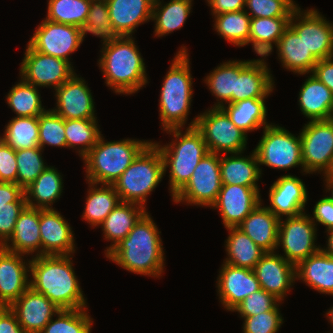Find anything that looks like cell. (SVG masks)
I'll use <instances>...</instances> for the list:
<instances>
[{
    "label": "cell",
    "instance_id": "obj_1",
    "mask_svg": "<svg viewBox=\"0 0 333 333\" xmlns=\"http://www.w3.org/2000/svg\"><path fill=\"white\" fill-rule=\"evenodd\" d=\"M72 256H32L30 261V287L45 295L59 309L88 308Z\"/></svg>",
    "mask_w": 333,
    "mask_h": 333
},
{
    "label": "cell",
    "instance_id": "obj_2",
    "mask_svg": "<svg viewBox=\"0 0 333 333\" xmlns=\"http://www.w3.org/2000/svg\"><path fill=\"white\" fill-rule=\"evenodd\" d=\"M149 212L107 255L108 260L134 274L159 278L164 273L165 259L160 231Z\"/></svg>",
    "mask_w": 333,
    "mask_h": 333
},
{
    "label": "cell",
    "instance_id": "obj_3",
    "mask_svg": "<svg viewBox=\"0 0 333 333\" xmlns=\"http://www.w3.org/2000/svg\"><path fill=\"white\" fill-rule=\"evenodd\" d=\"M98 67L116 94L137 93L148 83L146 66L132 36L102 46Z\"/></svg>",
    "mask_w": 333,
    "mask_h": 333
},
{
    "label": "cell",
    "instance_id": "obj_4",
    "mask_svg": "<svg viewBox=\"0 0 333 333\" xmlns=\"http://www.w3.org/2000/svg\"><path fill=\"white\" fill-rule=\"evenodd\" d=\"M188 49L183 45L177 51L167 71L159 98L161 128H184L188 121L193 98V82Z\"/></svg>",
    "mask_w": 333,
    "mask_h": 333
},
{
    "label": "cell",
    "instance_id": "obj_5",
    "mask_svg": "<svg viewBox=\"0 0 333 333\" xmlns=\"http://www.w3.org/2000/svg\"><path fill=\"white\" fill-rule=\"evenodd\" d=\"M174 139L167 145L153 142L159 149L164 163V174L169 168V190L173 197L188 183L195 167L208 153L202 134L195 127L171 128L164 130Z\"/></svg>",
    "mask_w": 333,
    "mask_h": 333
},
{
    "label": "cell",
    "instance_id": "obj_6",
    "mask_svg": "<svg viewBox=\"0 0 333 333\" xmlns=\"http://www.w3.org/2000/svg\"><path fill=\"white\" fill-rule=\"evenodd\" d=\"M102 134L82 158L86 182L113 185L151 140L105 141Z\"/></svg>",
    "mask_w": 333,
    "mask_h": 333
},
{
    "label": "cell",
    "instance_id": "obj_7",
    "mask_svg": "<svg viewBox=\"0 0 333 333\" xmlns=\"http://www.w3.org/2000/svg\"><path fill=\"white\" fill-rule=\"evenodd\" d=\"M164 163L158 147L151 141L113 184L120 201L146 208L148 195L162 181Z\"/></svg>",
    "mask_w": 333,
    "mask_h": 333
},
{
    "label": "cell",
    "instance_id": "obj_8",
    "mask_svg": "<svg viewBox=\"0 0 333 333\" xmlns=\"http://www.w3.org/2000/svg\"><path fill=\"white\" fill-rule=\"evenodd\" d=\"M193 126L202 134L210 153H244L247 148V134L235 126L222 108L211 107L198 114L187 127Z\"/></svg>",
    "mask_w": 333,
    "mask_h": 333
},
{
    "label": "cell",
    "instance_id": "obj_9",
    "mask_svg": "<svg viewBox=\"0 0 333 333\" xmlns=\"http://www.w3.org/2000/svg\"><path fill=\"white\" fill-rule=\"evenodd\" d=\"M263 135L254 148L259 165L285 170L299 167L304 173L300 133L296 135L274 123L263 128Z\"/></svg>",
    "mask_w": 333,
    "mask_h": 333
},
{
    "label": "cell",
    "instance_id": "obj_10",
    "mask_svg": "<svg viewBox=\"0 0 333 333\" xmlns=\"http://www.w3.org/2000/svg\"><path fill=\"white\" fill-rule=\"evenodd\" d=\"M221 187L220 154L208 152L195 167L188 183L173 197V202L211 208Z\"/></svg>",
    "mask_w": 333,
    "mask_h": 333
},
{
    "label": "cell",
    "instance_id": "obj_11",
    "mask_svg": "<svg viewBox=\"0 0 333 333\" xmlns=\"http://www.w3.org/2000/svg\"><path fill=\"white\" fill-rule=\"evenodd\" d=\"M284 220V221H283ZM317 227L306 212L279 220L278 245L287 261L297 265L310 255L317 253L321 246L315 243ZM316 244V245H315Z\"/></svg>",
    "mask_w": 333,
    "mask_h": 333
},
{
    "label": "cell",
    "instance_id": "obj_12",
    "mask_svg": "<svg viewBox=\"0 0 333 333\" xmlns=\"http://www.w3.org/2000/svg\"><path fill=\"white\" fill-rule=\"evenodd\" d=\"M300 138L305 173L318 172L323 176L333 159V120L308 121Z\"/></svg>",
    "mask_w": 333,
    "mask_h": 333
},
{
    "label": "cell",
    "instance_id": "obj_13",
    "mask_svg": "<svg viewBox=\"0 0 333 333\" xmlns=\"http://www.w3.org/2000/svg\"><path fill=\"white\" fill-rule=\"evenodd\" d=\"M26 47L19 75L27 83L55 90L75 73L66 60L35 51L28 43Z\"/></svg>",
    "mask_w": 333,
    "mask_h": 333
},
{
    "label": "cell",
    "instance_id": "obj_14",
    "mask_svg": "<svg viewBox=\"0 0 333 333\" xmlns=\"http://www.w3.org/2000/svg\"><path fill=\"white\" fill-rule=\"evenodd\" d=\"M289 26L303 39L306 47L319 61L333 57V25L315 8L291 15Z\"/></svg>",
    "mask_w": 333,
    "mask_h": 333
},
{
    "label": "cell",
    "instance_id": "obj_15",
    "mask_svg": "<svg viewBox=\"0 0 333 333\" xmlns=\"http://www.w3.org/2000/svg\"><path fill=\"white\" fill-rule=\"evenodd\" d=\"M28 44L35 51L61 58L73 66L69 56L80 48L82 41L77 26L56 23L44 18Z\"/></svg>",
    "mask_w": 333,
    "mask_h": 333
},
{
    "label": "cell",
    "instance_id": "obj_16",
    "mask_svg": "<svg viewBox=\"0 0 333 333\" xmlns=\"http://www.w3.org/2000/svg\"><path fill=\"white\" fill-rule=\"evenodd\" d=\"M259 190V187L222 185L211 208L218 210L225 228L238 227L263 202Z\"/></svg>",
    "mask_w": 333,
    "mask_h": 333
},
{
    "label": "cell",
    "instance_id": "obj_17",
    "mask_svg": "<svg viewBox=\"0 0 333 333\" xmlns=\"http://www.w3.org/2000/svg\"><path fill=\"white\" fill-rule=\"evenodd\" d=\"M87 84L74 73L55 89L56 107L52 110L64 119H97L95 102Z\"/></svg>",
    "mask_w": 333,
    "mask_h": 333
},
{
    "label": "cell",
    "instance_id": "obj_18",
    "mask_svg": "<svg viewBox=\"0 0 333 333\" xmlns=\"http://www.w3.org/2000/svg\"><path fill=\"white\" fill-rule=\"evenodd\" d=\"M253 270L261 288L281 302L296 281V265L287 261L277 251L266 252Z\"/></svg>",
    "mask_w": 333,
    "mask_h": 333
},
{
    "label": "cell",
    "instance_id": "obj_19",
    "mask_svg": "<svg viewBox=\"0 0 333 333\" xmlns=\"http://www.w3.org/2000/svg\"><path fill=\"white\" fill-rule=\"evenodd\" d=\"M216 281L219 302L228 311H232L247 296L261 289L254 270L224 262Z\"/></svg>",
    "mask_w": 333,
    "mask_h": 333
},
{
    "label": "cell",
    "instance_id": "obj_20",
    "mask_svg": "<svg viewBox=\"0 0 333 333\" xmlns=\"http://www.w3.org/2000/svg\"><path fill=\"white\" fill-rule=\"evenodd\" d=\"M266 58L251 60L238 59V77L232 103L251 98H267L272 94L275 82ZM271 93V94H270Z\"/></svg>",
    "mask_w": 333,
    "mask_h": 333
},
{
    "label": "cell",
    "instance_id": "obj_21",
    "mask_svg": "<svg viewBox=\"0 0 333 333\" xmlns=\"http://www.w3.org/2000/svg\"><path fill=\"white\" fill-rule=\"evenodd\" d=\"M305 183L296 175L280 176L269 188L270 205L266 206L279 219L306 212L308 193Z\"/></svg>",
    "mask_w": 333,
    "mask_h": 333
},
{
    "label": "cell",
    "instance_id": "obj_22",
    "mask_svg": "<svg viewBox=\"0 0 333 333\" xmlns=\"http://www.w3.org/2000/svg\"><path fill=\"white\" fill-rule=\"evenodd\" d=\"M0 247V306L9 307L29 287L30 261Z\"/></svg>",
    "mask_w": 333,
    "mask_h": 333
},
{
    "label": "cell",
    "instance_id": "obj_23",
    "mask_svg": "<svg viewBox=\"0 0 333 333\" xmlns=\"http://www.w3.org/2000/svg\"><path fill=\"white\" fill-rule=\"evenodd\" d=\"M65 217L53 209H40L41 255H74V232Z\"/></svg>",
    "mask_w": 333,
    "mask_h": 333
},
{
    "label": "cell",
    "instance_id": "obj_24",
    "mask_svg": "<svg viewBox=\"0 0 333 333\" xmlns=\"http://www.w3.org/2000/svg\"><path fill=\"white\" fill-rule=\"evenodd\" d=\"M9 308L26 333H41L60 311L45 295L29 287Z\"/></svg>",
    "mask_w": 333,
    "mask_h": 333
},
{
    "label": "cell",
    "instance_id": "obj_25",
    "mask_svg": "<svg viewBox=\"0 0 333 333\" xmlns=\"http://www.w3.org/2000/svg\"><path fill=\"white\" fill-rule=\"evenodd\" d=\"M2 247L7 251L26 255V258L35 253L33 256H41L40 208L26 206L23 209L12 236Z\"/></svg>",
    "mask_w": 333,
    "mask_h": 333
},
{
    "label": "cell",
    "instance_id": "obj_26",
    "mask_svg": "<svg viewBox=\"0 0 333 333\" xmlns=\"http://www.w3.org/2000/svg\"><path fill=\"white\" fill-rule=\"evenodd\" d=\"M262 202L242 221L238 228L265 252H276L279 218Z\"/></svg>",
    "mask_w": 333,
    "mask_h": 333
},
{
    "label": "cell",
    "instance_id": "obj_27",
    "mask_svg": "<svg viewBox=\"0 0 333 333\" xmlns=\"http://www.w3.org/2000/svg\"><path fill=\"white\" fill-rule=\"evenodd\" d=\"M111 24L122 36H132L136 27L152 19L154 0H106Z\"/></svg>",
    "mask_w": 333,
    "mask_h": 333
},
{
    "label": "cell",
    "instance_id": "obj_28",
    "mask_svg": "<svg viewBox=\"0 0 333 333\" xmlns=\"http://www.w3.org/2000/svg\"><path fill=\"white\" fill-rule=\"evenodd\" d=\"M305 80L298 96L300 111L310 121L331 119L333 92L312 73Z\"/></svg>",
    "mask_w": 333,
    "mask_h": 333
},
{
    "label": "cell",
    "instance_id": "obj_29",
    "mask_svg": "<svg viewBox=\"0 0 333 333\" xmlns=\"http://www.w3.org/2000/svg\"><path fill=\"white\" fill-rule=\"evenodd\" d=\"M242 154H220L222 185L259 187L257 181L263 173L254 150L249 156L244 157Z\"/></svg>",
    "mask_w": 333,
    "mask_h": 333
},
{
    "label": "cell",
    "instance_id": "obj_30",
    "mask_svg": "<svg viewBox=\"0 0 333 333\" xmlns=\"http://www.w3.org/2000/svg\"><path fill=\"white\" fill-rule=\"evenodd\" d=\"M277 56L283 68L298 75L312 73L318 60L307 49L303 39L289 26L277 45Z\"/></svg>",
    "mask_w": 333,
    "mask_h": 333
},
{
    "label": "cell",
    "instance_id": "obj_31",
    "mask_svg": "<svg viewBox=\"0 0 333 333\" xmlns=\"http://www.w3.org/2000/svg\"><path fill=\"white\" fill-rule=\"evenodd\" d=\"M146 212V208L138 204L122 201L111 211L100 225L104 238L111 242L104 251L105 256L127 237Z\"/></svg>",
    "mask_w": 333,
    "mask_h": 333
},
{
    "label": "cell",
    "instance_id": "obj_32",
    "mask_svg": "<svg viewBox=\"0 0 333 333\" xmlns=\"http://www.w3.org/2000/svg\"><path fill=\"white\" fill-rule=\"evenodd\" d=\"M296 280L321 294L333 296V257L322 249L296 265Z\"/></svg>",
    "mask_w": 333,
    "mask_h": 333
},
{
    "label": "cell",
    "instance_id": "obj_33",
    "mask_svg": "<svg viewBox=\"0 0 333 333\" xmlns=\"http://www.w3.org/2000/svg\"><path fill=\"white\" fill-rule=\"evenodd\" d=\"M54 166H48L40 176L24 189L27 206L40 209H53L63 192V178Z\"/></svg>",
    "mask_w": 333,
    "mask_h": 333
},
{
    "label": "cell",
    "instance_id": "obj_34",
    "mask_svg": "<svg viewBox=\"0 0 333 333\" xmlns=\"http://www.w3.org/2000/svg\"><path fill=\"white\" fill-rule=\"evenodd\" d=\"M193 0H170L164 4L163 0H154L152 21H154V35L163 37L175 30L181 29L192 10Z\"/></svg>",
    "mask_w": 333,
    "mask_h": 333
},
{
    "label": "cell",
    "instance_id": "obj_35",
    "mask_svg": "<svg viewBox=\"0 0 333 333\" xmlns=\"http://www.w3.org/2000/svg\"><path fill=\"white\" fill-rule=\"evenodd\" d=\"M289 21L290 18H251L249 45L251 43L254 52L267 58L289 27Z\"/></svg>",
    "mask_w": 333,
    "mask_h": 333
},
{
    "label": "cell",
    "instance_id": "obj_36",
    "mask_svg": "<svg viewBox=\"0 0 333 333\" xmlns=\"http://www.w3.org/2000/svg\"><path fill=\"white\" fill-rule=\"evenodd\" d=\"M89 185L82 218L91 227H99L111 211L121 202L113 185L87 182Z\"/></svg>",
    "mask_w": 333,
    "mask_h": 333
},
{
    "label": "cell",
    "instance_id": "obj_37",
    "mask_svg": "<svg viewBox=\"0 0 333 333\" xmlns=\"http://www.w3.org/2000/svg\"><path fill=\"white\" fill-rule=\"evenodd\" d=\"M266 98H251L240 100L235 103L224 105L222 109L230 117L235 126L247 135L249 132L269 126L266 120L267 107L265 105Z\"/></svg>",
    "mask_w": 333,
    "mask_h": 333
},
{
    "label": "cell",
    "instance_id": "obj_38",
    "mask_svg": "<svg viewBox=\"0 0 333 333\" xmlns=\"http://www.w3.org/2000/svg\"><path fill=\"white\" fill-rule=\"evenodd\" d=\"M226 230L229 234L225 240L224 247L227 258H225L224 263L253 270L266 252L238 227H230Z\"/></svg>",
    "mask_w": 333,
    "mask_h": 333
},
{
    "label": "cell",
    "instance_id": "obj_39",
    "mask_svg": "<svg viewBox=\"0 0 333 333\" xmlns=\"http://www.w3.org/2000/svg\"><path fill=\"white\" fill-rule=\"evenodd\" d=\"M78 32L82 43L87 33H90L102 38L103 46L123 37L111 24L106 0H91L87 19L78 26Z\"/></svg>",
    "mask_w": 333,
    "mask_h": 333
},
{
    "label": "cell",
    "instance_id": "obj_40",
    "mask_svg": "<svg viewBox=\"0 0 333 333\" xmlns=\"http://www.w3.org/2000/svg\"><path fill=\"white\" fill-rule=\"evenodd\" d=\"M238 77V60H229L215 67L204 80L212 95L217 99L213 108H222L232 103V93H235Z\"/></svg>",
    "mask_w": 333,
    "mask_h": 333
},
{
    "label": "cell",
    "instance_id": "obj_41",
    "mask_svg": "<svg viewBox=\"0 0 333 333\" xmlns=\"http://www.w3.org/2000/svg\"><path fill=\"white\" fill-rule=\"evenodd\" d=\"M6 101L15 117H38L46 111L38 88L22 78L10 89Z\"/></svg>",
    "mask_w": 333,
    "mask_h": 333
},
{
    "label": "cell",
    "instance_id": "obj_42",
    "mask_svg": "<svg viewBox=\"0 0 333 333\" xmlns=\"http://www.w3.org/2000/svg\"><path fill=\"white\" fill-rule=\"evenodd\" d=\"M213 16L214 29L221 38L238 47L249 45L251 17L245 9Z\"/></svg>",
    "mask_w": 333,
    "mask_h": 333
},
{
    "label": "cell",
    "instance_id": "obj_43",
    "mask_svg": "<svg viewBox=\"0 0 333 333\" xmlns=\"http://www.w3.org/2000/svg\"><path fill=\"white\" fill-rule=\"evenodd\" d=\"M0 138L14 150L39 147L38 117H13Z\"/></svg>",
    "mask_w": 333,
    "mask_h": 333
},
{
    "label": "cell",
    "instance_id": "obj_44",
    "mask_svg": "<svg viewBox=\"0 0 333 333\" xmlns=\"http://www.w3.org/2000/svg\"><path fill=\"white\" fill-rule=\"evenodd\" d=\"M99 129L97 119H65L67 148L77 149L82 159L100 137Z\"/></svg>",
    "mask_w": 333,
    "mask_h": 333
},
{
    "label": "cell",
    "instance_id": "obj_45",
    "mask_svg": "<svg viewBox=\"0 0 333 333\" xmlns=\"http://www.w3.org/2000/svg\"><path fill=\"white\" fill-rule=\"evenodd\" d=\"M47 15L49 21L79 26L85 22L91 0H48Z\"/></svg>",
    "mask_w": 333,
    "mask_h": 333
},
{
    "label": "cell",
    "instance_id": "obj_46",
    "mask_svg": "<svg viewBox=\"0 0 333 333\" xmlns=\"http://www.w3.org/2000/svg\"><path fill=\"white\" fill-rule=\"evenodd\" d=\"M87 309H60L41 333H91L94 322Z\"/></svg>",
    "mask_w": 333,
    "mask_h": 333
},
{
    "label": "cell",
    "instance_id": "obj_47",
    "mask_svg": "<svg viewBox=\"0 0 333 333\" xmlns=\"http://www.w3.org/2000/svg\"><path fill=\"white\" fill-rule=\"evenodd\" d=\"M42 152L43 150L40 147L15 150L17 185L23 190L33 183L49 166L44 162Z\"/></svg>",
    "mask_w": 333,
    "mask_h": 333
},
{
    "label": "cell",
    "instance_id": "obj_48",
    "mask_svg": "<svg viewBox=\"0 0 333 333\" xmlns=\"http://www.w3.org/2000/svg\"><path fill=\"white\" fill-rule=\"evenodd\" d=\"M39 147L45 145L67 148L65 136V119L57 115L52 108L38 116Z\"/></svg>",
    "mask_w": 333,
    "mask_h": 333
},
{
    "label": "cell",
    "instance_id": "obj_49",
    "mask_svg": "<svg viewBox=\"0 0 333 333\" xmlns=\"http://www.w3.org/2000/svg\"><path fill=\"white\" fill-rule=\"evenodd\" d=\"M298 7L294 0L245 1V11L251 18H291Z\"/></svg>",
    "mask_w": 333,
    "mask_h": 333
},
{
    "label": "cell",
    "instance_id": "obj_50",
    "mask_svg": "<svg viewBox=\"0 0 333 333\" xmlns=\"http://www.w3.org/2000/svg\"><path fill=\"white\" fill-rule=\"evenodd\" d=\"M280 301L272 310L254 316L240 317L244 320L243 333H278L284 318L280 313Z\"/></svg>",
    "mask_w": 333,
    "mask_h": 333
},
{
    "label": "cell",
    "instance_id": "obj_51",
    "mask_svg": "<svg viewBox=\"0 0 333 333\" xmlns=\"http://www.w3.org/2000/svg\"><path fill=\"white\" fill-rule=\"evenodd\" d=\"M280 302L273 294L262 288L247 296L231 312H237L240 317L254 316L272 310Z\"/></svg>",
    "mask_w": 333,
    "mask_h": 333
},
{
    "label": "cell",
    "instance_id": "obj_52",
    "mask_svg": "<svg viewBox=\"0 0 333 333\" xmlns=\"http://www.w3.org/2000/svg\"><path fill=\"white\" fill-rule=\"evenodd\" d=\"M27 206V202H10V206L0 208V247L12 236L20 213Z\"/></svg>",
    "mask_w": 333,
    "mask_h": 333
},
{
    "label": "cell",
    "instance_id": "obj_53",
    "mask_svg": "<svg viewBox=\"0 0 333 333\" xmlns=\"http://www.w3.org/2000/svg\"><path fill=\"white\" fill-rule=\"evenodd\" d=\"M0 182L17 184L15 150L0 138Z\"/></svg>",
    "mask_w": 333,
    "mask_h": 333
},
{
    "label": "cell",
    "instance_id": "obj_54",
    "mask_svg": "<svg viewBox=\"0 0 333 333\" xmlns=\"http://www.w3.org/2000/svg\"><path fill=\"white\" fill-rule=\"evenodd\" d=\"M312 213L314 217L310 216V219L316 226L317 224L325 226V232L333 229V200L328 196L316 202Z\"/></svg>",
    "mask_w": 333,
    "mask_h": 333
},
{
    "label": "cell",
    "instance_id": "obj_55",
    "mask_svg": "<svg viewBox=\"0 0 333 333\" xmlns=\"http://www.w3.org/2000/svg\"><path fill=\"white\" fill-rule=\"evenodd\" d=\"M10 202H26L24 190L16 183L0 182V208Z\"/></svg>",
    "mask_w": 333,
    "mask_h": 333
},
{
    "label": "cell",
    "instance_id": "obj_56",
    "mask_svg": "<svg viewBox=\"0 0 333 333\" xmlns=\"http://www.w3.org/2000/svg\"><path fill=\"white\" fill-rule=\"evenodd\" d=\"M0 333H26L15 313L6 306H0Z\"/></svg>",
    "mask_w": 333,
    "mask_h": 333
},
{
    "label": "cell",
    "instance_id": "obj_57",
    "mask_svg": "<svg viewBox=\"0 0 333 333\" xmlns=\"http://www.w3.org/2000/svg\"><path fill=\"white\" fill-rule=\"evenodd\" d=\"M312 74L333 92V57L319 60Z\"/></svg>",
    "mask_w": 333,
    "mask_h": 333
},
{
    "label": "cell",
    "instance_id": "obj_58",
    "mask_svg": "<svg viewBox=\"0 0 333 333\" xmlns=\"http://www.w3.org/2000/svg\"><path fill=\"white\" fill-rule=\"evenodd\" d=\"M245 1L246 0H213L208 6H210L212 15H219L245 9Z\"/></svg>",
    "mask_w": 333,
    "mask_h": 333
},
{
    "label": "cell",
    "instance_id": "obj_59",
    "mask_svg": "<svg viewBox=\"0 0 333 333\" xmlns=\"http://www.w3.org/2000/svg\"><path fill=\"white\" fill-rule=\"evenodd\" d=\"M327 241H326V246L325 248L321 249L328 254L329 256L333 257V229L327 231Z\"/></svg>",
    "mask_w": 333,
    "mask_h": 333
},
{
    "label": "cell",
    "instance_id": "obj_60",
    "mask_svg": "<svg viewBox=\"0 0 333 333\" xmlns=\"http://www.w3.org/2000/svg\"><path fill=\"white\" fill-rule=\"evenodd\" d=\"M325 178L323 181H325V191L329 192L331 195H329L328 197L333 200V179L332 178Z\"/></svg>",
    "mask_w": 333,
    "mask_h": 333
},
{
    "label": "cell",
    "instance_id": "obj_61",
    "mask_svg": "<svg viewBox=\"0 0 333 333\" xmlns=\"http://www.w3.org/2000/svg\"><path fill=\"white\" fill-rule=\"evenodd\" d=\"M326 317L327 320L329 319L328 321L333 328V306L330 309H328V311H326Z\"/></svg>",
    "mask_w": 333,
    "mask_h": 333
},
{
    "label": "cell",
    "instance_id": "obj_62",
    "mask_svg": "<svg viewBox=\"0 0 333 333\" xmlns=\"http://www.w3.org/2000/svg\"><path fill=\"white\" fill-rule=\"evenodd\" d=\"M326 178H332L333 179V159L331 162V165L329 167V169L327 170V172L323 175Z\"/></svg>",
    "mask_w": 333,
    "mask_h": 333
},
{
    "label": "cell",
    "instance_id": "obj_63",
    "mask_svg": "<svg viewBox=\"0 0 333 333\" xmlns=\"http://www.w3.org/2000/svg\"><path fill=\"white\" fill-rule=\"evenodd\" d=\"M213 0H206V3L209 5Z\"/></svg>",
    "mask_w": 333,
    "mask_h": 333
}]
</instances>
